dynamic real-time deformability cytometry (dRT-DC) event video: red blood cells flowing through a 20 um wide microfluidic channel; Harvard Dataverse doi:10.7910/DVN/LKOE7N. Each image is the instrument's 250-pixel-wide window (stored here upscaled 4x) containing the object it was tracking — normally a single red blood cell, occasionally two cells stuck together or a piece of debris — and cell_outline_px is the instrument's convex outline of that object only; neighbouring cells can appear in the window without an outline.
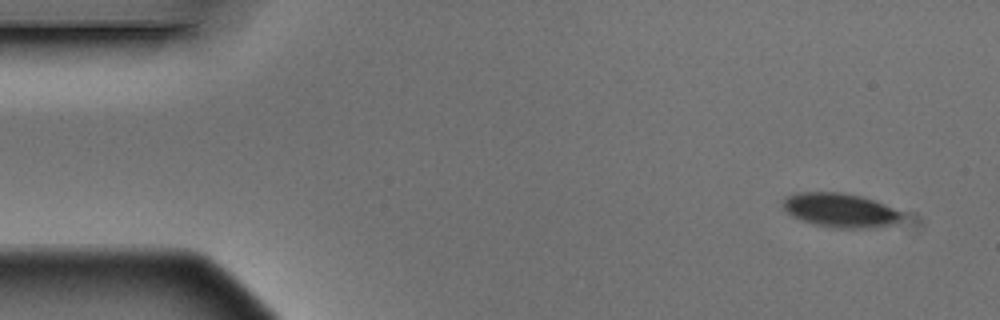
{"species": "Egyptian fruit bat (a non-hibernating species)", "species_latin": "Rousettus aegyptiacus", "temperature_condition": "warm", "stored_images_in_passage": 10, "camera_frame_rate_fps": 3000, "um_per_image_px": 0.085, "animal": {"sex": "male"}, "frame": {"image": 1, "passage_image": 1, "time_ms": 0.0, "image_size_px": [1000, 320], "cell_outline_px": [[900, 216], [896, 224], [872, 228], [832, 228], [816, 224], [792, 216], [784, 208], [784, 196], [800, 192], [840, 192], [860, 196], [884, 204], [900, 212]], "centroid_in_image_um": [71.4, 17.87], "position_along_channel_um": 13.6, "area_um2": 23.29}}
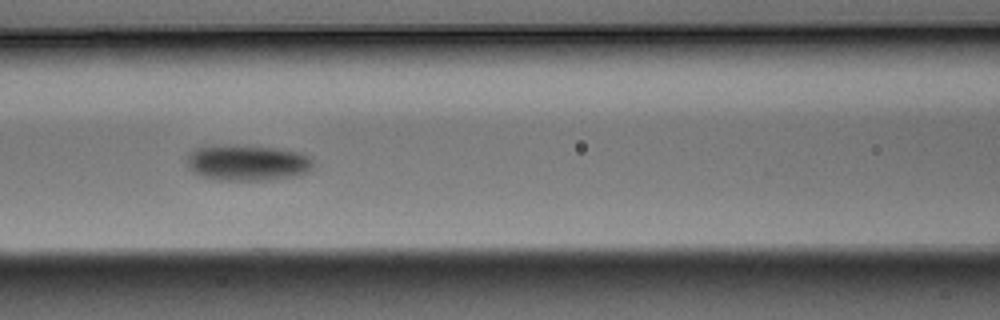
{"frame": {"image": 2, "passage_image": 6, "time_ms": 1.667, "image_size_px": [1000, 320], "cell_outline_px": [[316, 164], [308, 172], [296, 176], [272, 180], [212, 180], [200, 176], [192, 172], [188, 168], [188, 156], [196, 148], [228, 144], [276, 148], [300, 152], [312, 156]], "centroid_in_image_um": [21.08, 13.84], "position_along_channel_um": 145.5, "area_um2": 26.93}}
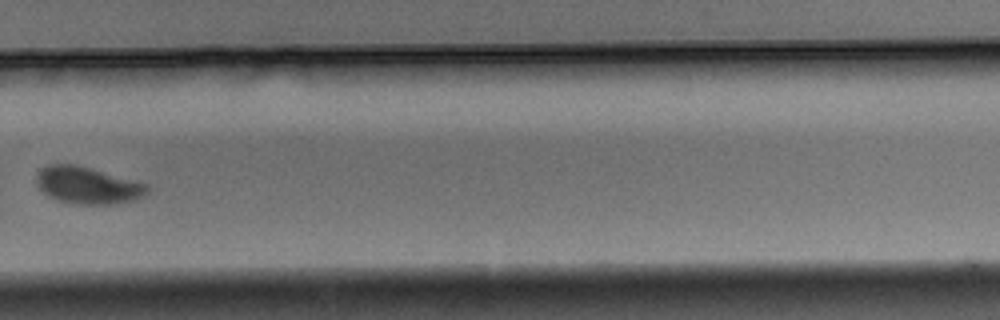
{"frame": {"image": 3, "passage_image": 10, "time_ms": 3.0, "image_size_px": [1000, 320], "cell_outline_px": [[148, 188], [140, 196], [132, 200], [112, 204], [72, 204], [56, 200], [48, 196], [36, 184], [36, 180], [40, 172], [48, 164], [76, 164], [148, 184]], "centroid_in_image_um": [7.4, 15.76], "position_along_channel_um": 322.4, "area_um2": 23.47}}